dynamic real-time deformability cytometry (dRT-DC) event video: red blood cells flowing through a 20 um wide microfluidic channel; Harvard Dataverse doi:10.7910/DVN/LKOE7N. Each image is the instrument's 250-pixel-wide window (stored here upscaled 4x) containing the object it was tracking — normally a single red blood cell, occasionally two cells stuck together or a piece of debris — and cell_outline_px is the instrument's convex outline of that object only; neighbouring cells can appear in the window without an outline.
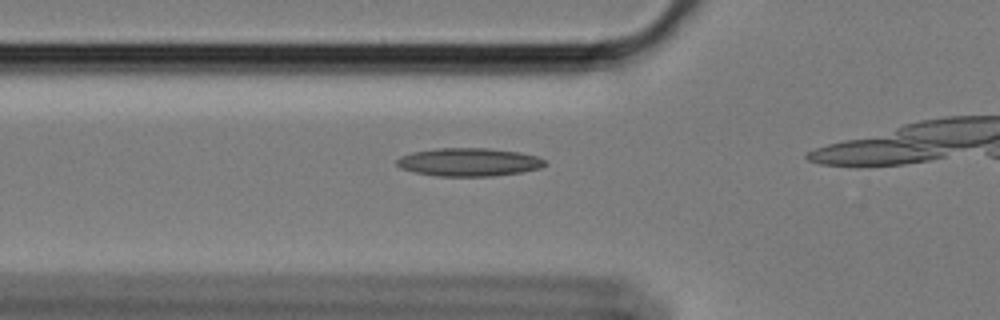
{"species": "Egyptian fruit bat (a non-hibernating species)", "species_latin": "Rousettus aegyptiacus", "temperature_condition": "cold", "stored_images_in_passage": 12, "camera_frame_rate_fps": 3000, "um_per_image_px": 0.085, "animal": {"sex": "female"}, "frame": {"image": 1, "passage_image": 7, "time_ms": 2.0, "image_size_px": [1000, 320], "cell_outline_px": [[548, 164], [540, 168], [520, 172], [492, 176], [436, 176], [416, 172], [400, 168], [396, 164], [396, 160], [400, 156], [412, 152], [436, 148], [488, 148], [520, 152], [536, 156], [544, 160]], "centroid_in_image_um": [39.84, 13.77], "position_along_channel_um": 86.0, "area_um2": 24.33}}
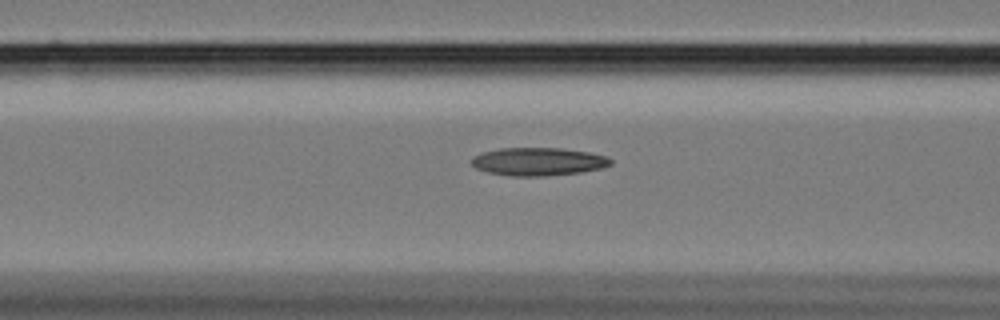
{"frame": {"image": 2, "passage_image": 10, "time_ms": 3.0, "image_size_px": [1000, 320], "cell_outline_px": [[612, 164], [600, 168], [580, 172], [544, 176], [512, 176], [488, 172], [476, 168], [472, 164], [472, 156], [484, 152], [500, 148], [560, 148], [588, 152], [608, 156], [612, 160]], "centroid_in_image_um": [45.76, 13.73], "position_along_channel_um": 120.8, "area_um2": 22.6}}